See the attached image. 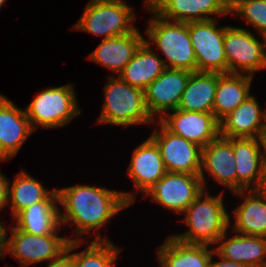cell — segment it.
I'll use <instances>...</instances> for the list:
<instances>
[{"label":"cell","mask_w":266,"mask_h":267,"mask_svg":"<svg viewBox=\"0 0 266 267\" xmlns=\"http://www.w3.org/2000/svg\"><path fill=\"white\" fill-rule=\"evenodd\" d=\"M61 226L75 225L76 236L81 241L84 234L97 233L109 220L136 201L135 193L106 189L105 187L75 185L57 189ZM82 236V237H81ZM80 238V239H79ZM82 238V239H81Z\"/></svg>","instance_id":"6da1fadb"},{"label":"cell","mask_w":266,"mask_h":267,"mask_svg":"<svg viewBox=\"0 0 266 267\" xmlns=\"http://www.w3.org/2000/svg\"><path fill=\"white\" fill-rule=\"evenodd\" d=\"M225 208L223 191L212 196L203 190L183 212L189 229L172 236L187 244L215 245L232 224Z\"/></svg>","instance_id":"7a4b0ae2"},{"label":"cell","mask_w":266,"mask_h":267,"mask_svg":"<svg viewBox=\"0 0 266 267\" xmlns=\"http://www.w3.org/2000/svg\"><path fill=\"white\" fill-rule=\"evenodd\" d=\"M146 9L153 17L149 19L145 31L149 38L145 39V42L149 45L154 43L165 55L162 60L166 68L196 72V56L191 44L188 23L171 22L160 17L150 7Z\"/></svg>","instance_id":"3957f363"},{"label":"cell","mask_w":266,"mask_h":267,"mask_svg":"<svg viewBox=\"0 0 266 267\" xmlns=\"http://www.w3.org/2000/svg\"><path fill=\"white\" fill-rule=\"evenodd\" d=\"M104 104L98 124L115 126L146 125L156 122L146 107L144 91L122 81L118 76L107 77Z\"/></svg>","instance_id":"277c9868"},{"label":"cell","mask_w":266,"mask_h":267,"mask_svg":"<svg viewBox=\"0 0 266 267\" xmlns=\"http://www.w3.org/2000/svg\"><path fill=\"white\" fill-rule=\"evenodd\" d=\"M73 84L42 90L25 108L31 128H59L81 113Z\"/></svg>","instance_id":"5b68a950"},{"label":"cell","mask_w":266,"mask_h":267,"mask_svg":"<svg viewBox=\"0 0 266 267\" xmlns=\"http://www.w3.org/2000/svg\"><path fill=\"white\" fill-rule=\"evenodd\" d=\"M74 30L103 36V39L133 32L136 19L132 6L123 0H89Z\"/></svg>","instance_id":"8992f818"},{"label":"cell","mask_w":266,"mask_h":267,"mask_svg":"<svg viewBox=\"0 0 266 267\" xmlns=\"http://www.w3.org/2000/svg\"><path fill=\"white\" fill-rule=\"evenodd\" d=\"M57 229L52 234L43 236L23 232L14 226L10 227L11 236L8 237V229H5L4 253H10L21 263L22 267L58 258L68 248L72 238L59 236ZM8 237V239H7Z\"/></svg>","instance_id":"52a82bcc"},{"label":"cell","mask_w":266,"mask_h":267,"mask_svg":"<svg viewBox=\"0 0 266 267\" xmlns=\"http://www.w3.org/2000/svg\"><path fill=\"white\" fill-rule=\"evenodd\" d=\"M261 42L248 29L228 26L224 35L227 73L245 74L266 69V38Z\"/></svg>","instance_id":"ba28073f"},{"label":"cell","mask_w":266,"mask_h":267,"mask_svg":"<svg viewBox=\"0 0 266 267\" xmlns=\"http://www.w3.org/2000/svg\"><path fill=\"white\" fill-rule=\"evenodd\" d=\"M217 23V19L188 23L196 72L227 73L224 35L228 26L218 27Z\"/></svg>","instance_id":"9c48e42d"},{"label":"cell","mask_w":266,"mask_h":267,"mask_svg":"<svg viewBox=\"0 0 266 267\" xmlns=\"http://www.w3.org/2000/svg\"><path fill=\"white\" fill-rule=\"evenodd\" d=\"M160 129L150 134L156 142L168 172L200 175L202 148L169 131L159 120Z\"/></svg>","instance_id":"30bf717a"},{"label":"cell","mask_w":266,"mask_h":267,"mask_svg":"<svg viewBox=\"0 0 266 267\" xmlns=\"http://www.w3.org/2000/svg\"><path fill=\"white\" fill-rule=\"evenodd\" d=\"M203 190L199 175L167 171L143 196L148 195L165 209L182 214Z\"/></svg>","instance_id":"8fae6325"},{"label":"cell","mask_w":266,"mask_h":267,"mask_svg":"<svg viewBox=\"0 0 266 267\" xmlns=\"http://www.w3.org/2000/svg\"><path fill=\"white\" fill-rule=\"evenodd\" d=\"M159 121L172 133L201 148L220 136V123L213 113L176 109L167 112Z\"/></svg>","instance_id":"7c38bea8"},{"label":"cell","mask_w":266,"mask_h":267,"mask_svg":"<svg viewBox=\"0 0 266 267\" xmlns=\"http://www.w3.org/2000/svg\"><path fill=\"white\" fill-rule=\"evenodd\" d=\"M191 73L187 70L166 68L147 86L144 90L145 104L154 120H159L167 112L178 108ZM155 115L159 118L155 119Z\"/></svg>","instance_id":"4fadbf2b"},{"label":"cell","mask_w":266,"mask_h":267,"mask_svg":"<svg viewBox=\"0 0 266 267\" xmlns=\"http://www.w3.org/2000/svg\"><path fill=\"white\" fill-rule=\"evenodd\" d=\"M213 177L216 182L237 192V172L233 150V138L219 136L216 140L202 147L200 178L204 188L206 181L204 172Z\"/></svg>","instance_id":"5bb4252c"},{"label":"cell","mask_w":266,"mask_h":267,"mask_svg":"<svg viewBox=\"0 0 266 267\" xmlns=\"http://www.w3.org/2000/svg\"><path fill=\"white\" fill-rule=\"evenodd\" d=\"M32 133L25 109L0 94V161L13 158Z\"/></svg>","instance_id":"9a60e30c"},{"label":"cell","mask_w":266,"mask_h":267,"mask_svg":"<svg viewBox=\"0 0 266 267\" xmlns=\"http://www.w3.org/2000/svg\"><path fill=\"white\" fill-rule=\"evenodd\" d=\"M150 8L160 17L174 22H198L213 15H228L229 8L222 0H156Z\"/></svg>","instance_id":"2e32d148"},{"label":"cell","mask_w":266,"mask_h":267,"mask_svg":"<svg viewBox=\"0 0 266 267\" xmlns=\"http://www.w3.org/2000/svg\"><path fill=\"white\" fill-rule=\"evenodd\" d=\"M128 165V177L135 189L145 194L165 174L166 168L156 142L149 136L134 151Z\"/></svg>","instance_id":"e0dca14e"},{"label":"cell","mask_w":266,"mask_h":267,"mask_svg":"<svg viewBox=\"0 0 266 267\" xmlns=\"http://www.w3.org/2000/svg\"><path fill=\"white\" fill-rule=\"evenodd\" d=\"M265 109L251 94L220 123L223 138H259L263 133Z\"/></svg>","instance_id":"ac0fdd59"},{"label":"cell","mask_w":266,"mask_h":267,"mask_svg":"<svg viewBox=\"0 0 266 267\" xmlns=\"http://www.w3.org/2000/svg\"><path fill=\"white\" fill-rule=\"evenodd\" d=\"M227 231L217 241L214 255L244 264L247 267H263L266 261V237L235 235L227 237ZM221 243V244H220Z\"/></svg>","instance_id":"d6986e66"},{"label":"cell","mask_w":266,"mask_h":267,"mask_svg":"<svg viewBox=\"0 0 266 267\" xmlns=\"http://www.w3.org/2000/svg\"><path fill=\"white\" fill-rule=\"evenodd\" d=\"M144 41L145 38L136 28L129 34L103 39L88 59L119 75Z\"/></svg>","instance_id":"ffe728a7"},{"label":"cell","mask_w":266,"mask_h":267,"mask_svg":"<svg viewBox=\"0 0 266 267\" xmlns=\"http://www.w3.org/2000/svg\"><path fill=\"white\" fill-rule=\"evenodd\" d=\"M233 150L237 172V191L256 189L264 167L260 139L233 138Z\"/></svg>","instance_id":"44dd1931"},{"label":"cell","mask_w":266,"mask_h":267,"mask_svg":"<svg viewBox=\"0 0 266 267\" xmlns=\"http://www.w3.org/2000/svg\"><path fill=\"white\" fill-rule=\"evenodd\" d=\"M57 191H54L41 202H36L19 212L13 219L15 228L34 235L43 236L54 233L61 226L60 206L57 205Z\"/></svg>","instance_id":"7402d4cb"},{"label":"cell","mask_w":266,"mask_h":267,"mask_svg":"<svg viewBox=\"0 0 266 267\" xmlns=\"http://www.w3.org/2000/svg\"><path fill=\"white\" fill-rule=\"evenodd\" d=\"M244 197L243 202L234 210L235 222L231 231L244 235L266 237V197L256 189L234 192Z\"/></svg>","instance_id":"603a6c76"},{"label":"cell","mask_w":266,"mask_h":267,"mask_svg":"<svg viewBox=\"0 0 266 267\" xmlns=\"http://www.w3.org/2000/svg\"><path fill=\"white\" fill-rule=\"evenodd\" d=\"M187 244L172 235L158 248L160 267H208L214 253V246Z\"/></svg>","instance_id":"cb8c5ba5"},{"label":"cell","mask_w":266,"mask_h":267,"mask_svg":"<svg viewBox=\"0 0 266 267\" xmlns=\"http://www.w3.org/2000/svg\"><path fill=\"white\" fill-rule=\"evenodd\" d=\"M152 50V45L144 41L118 77L144 91L166 69L162 57Z\"/></svg>","instance_id":"d4e9b609"},{"label":"cell","mask_w":266,"mask_h":267,"mask_svg":"<svg viewBox=\"0 0 266 267\" xmlns=\"http://www.w3.org/2000/svg\"><path fill=\"white\" fill-rule=\"evenodd\" d=\"M253 78L233 73L218 77L212 113L219 122L250 95Z\"/></svg>","instance_id":"484cf974"},{"label":"cell","mask_w":266,"mask_h":267,"mask_svg":"<svg viewBox=\"0 0 266 267\" xmlns=\"http://www.w3.org/2000/svg\"><path fill=\"white\" fill-rule=\"evenodd\" d=\"M220 73L192 72L178 108L184 111L212 113Z\"/></svg>","instance_id":"4316f807"},{"label":"cell","mask_w":266,"mask_h":267,"mask_svg":"<svg viewBox=\"0 0 266 267\" xmlns=\"http://www.w3.org/2000/svg\"><path fill=\"white\" fill-rule=\"evenodd\" d=\"M53 190L45 186L34 177H31L24 169L15 175L12 184L9 183L8 205L14 218L19 212L36 202L44 201Z\"/></svg>","instance_id":"83f0119b"},{"label":"cell","mask_w":266,"mask_h":267,"mask_svg":"<svg viewBox=\"0 0 266 267\" xmlns=\"http://www.w3.org/2000/svg\"><path fill=\"white\" fill-rule=\"evenodd\" d=\"M96 235L83 251L73 253L75 267H113L116 264L121 249L103 238L102 233Z\"/></svg>","instance_id":"f1b7e54d"},{"label":"cell","mask_w":266,"mask_h":267,"mask_svg":"<svg viewBox=\"0 0 266 267\" xmlns=\"http://www.w3.org/2000/svg\"><path fill=\"white\" fill-rule=\"evenodd\" d=\"M229 13L241 16L266 38V0H238Z\"/></svg>","instance_id":"f546056e"},{"label":"cell","mask_w":266,"mask_h":267,"mask_svg":"<svg viewBox=\"0 0 266 267\" xmlns=\"http://www.w3.org/2000/svg\"><path fill=\"white\" fill-rule=\"evenodd\" d=\"M82 242L85 241H70L67 250L63 252L58 258L50 261V263L46 267H75L73 253H71V251L79 247L81 244H84Z\"/></svg>","instance_id":"4dcf8cb0"},{"label":"cell","mask_w":266,"mask_h":267,"mask_svg":"<svg viewBox=\"0 0 266 267\" xmlns=\"http://www.w3.org/2000/svg\"><path fill=\"white\" fill-rule=\"evenodd\" d=\"M11 181L8 180L1 172H0V210L8 206V193H9V183Z\"/></svg>","instance_id":"1f68e13d"},{"label":"cell","mask_w":266,"mask_h":267,"mask_svg":"<svg viewBox=\"0 0 266 267\" xmlns=\"http://www.w3.org/2000/svg\"><path fill=\"white\" fill-rule=\"evenodd\" d=\"M213 256H214V253L209 261L208 267H247L244 264L237 263L232 260L224 259L221 256L218 257L220 260L213 262L212 260Z\"/></svg>","instance_id":"d6a6232c"},{"label":"cell","mask_w":266,"mask_h":267,"mask_svg":"<svg viewBox=\"0 0 266 267\" xmlns=\"http://www.w3.org/2000/svg\"><path fill=\"white\" fill-rule=\"evenodd\" d=\"M256 190L263 195L264 197H266V167H263V172L261 175V180L260 183L258 185V187L256 188Z\"/></svg>","instance_id":"836d02e7"},{"label":"cell","mask_w":266,"mask_h":267,"mask_svg":"<svg viewBox=\"0 0 266 267\" xmlns=\"http://www.w3.org/2000/svg\"><path fill=\"white\" fill-rule=\"evenodd\" d=\"M7 227L0 222V258L5 256L4 246H5V229Z\"/></svg>","instance_id":"e575fe53"},{"label":"cell","mask_w":266,"mask_h":267,"mask_svg":"<svg viewBox=\"0 0 266 267\" xmlns=\"http://www.w3.org/2000/svg\"><path fill=\"white\" fill-rule=\"evenodd\" d=\"M259 139L262 148L263 165L266 167V134H261Z\"/></svg>","instance_id":"d590c367"},{"label":"cell","mask_w":266,"mask_h":267,"mask_svg":"<svg viewBox=\"0 0 266 267\" xmlns=\"http://www.w3.org/2000/svg\"><path fill=\"white\" fill-rule=\"evenodd\" d=\"M228 8H231L238 0H222Z\"/></svg>","instance_id":"8d00e7d4"},{"label":"cell","mask_w":266,"mask_h":267,"mask_svg":"<svg viewBox=\"0 0 266 267\" xmlns=\"http://www.w3.org/2000/svg\"><path fill=\"white\" fill-rule=\"evenodd\" d=\"M156 0H144L145 6L150 7Z\"/></svg>","instance_id":"74e56055"},{"label":"cell","mask_w":266,"mask_h":267,"mask_svg":"<svg viewBox=\"0 0 266 267\" xmlns=\"http://www.w3.org/2000/svg\"><path fill=\"white\" fill-rule=\"evenodd\" d=\"M262 134H266V109H265L264 128H263V133Z\"/></svg>","instance_id":"f35d334b"},{"label":"cell","mask_w":266,"mask_h":267,"mask_svg":"<svg viewBox=\"0 0 266 267\" xmlns=\"http://www.w3.org/2000/svg\"><path fill=\"white\" fill-rule=\"evenodd\" d=\"M6 0H0V9L3 6V4L5 3Z\"/></svg>","instance_id":"ab89813d"}]
</instances>
